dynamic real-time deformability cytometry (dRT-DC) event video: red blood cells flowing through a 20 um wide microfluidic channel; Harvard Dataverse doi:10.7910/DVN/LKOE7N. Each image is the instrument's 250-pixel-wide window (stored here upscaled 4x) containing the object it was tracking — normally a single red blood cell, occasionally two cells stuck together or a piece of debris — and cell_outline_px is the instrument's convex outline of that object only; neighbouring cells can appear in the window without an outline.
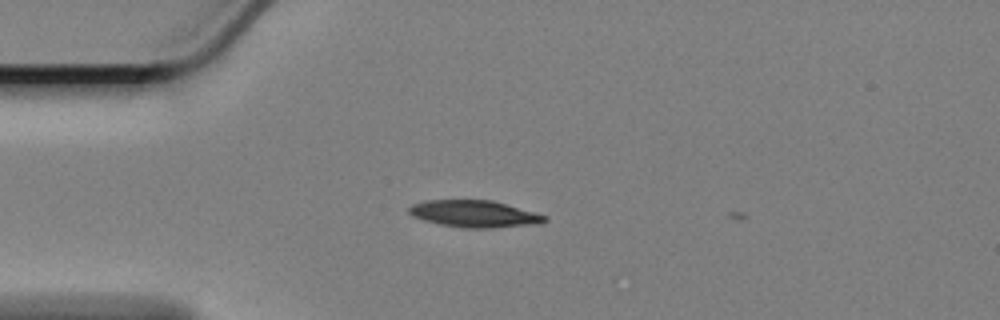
{"species": "Egyptian fruit bat (a non-hibernating species)", "species_latin": "Rousettus aegyptiacus", "temperature_condition": "cold", "stored_images_in_passage": 3, "camera_frame_rate_fps": 3000, "um_per_image_px": 0.085, "animal": {"sex": "female"}, "frame": {"image": 1, "passage_image": 1, "time_ms": 0.0, "image_size_px": [1000, 320], "cell_outline_px": [[548, 220], [540, 224], [492, 228], [464, 228], [440, 224], [424, 220], [412, 216], [408, 212], [408, 208], [412, 204], [424, 200], [492, 200], [548, 216]], "centroid_in_image_um": [40.33, 18.18], "position_along_channel_um": 44.7, "area_um2": 21.39}}